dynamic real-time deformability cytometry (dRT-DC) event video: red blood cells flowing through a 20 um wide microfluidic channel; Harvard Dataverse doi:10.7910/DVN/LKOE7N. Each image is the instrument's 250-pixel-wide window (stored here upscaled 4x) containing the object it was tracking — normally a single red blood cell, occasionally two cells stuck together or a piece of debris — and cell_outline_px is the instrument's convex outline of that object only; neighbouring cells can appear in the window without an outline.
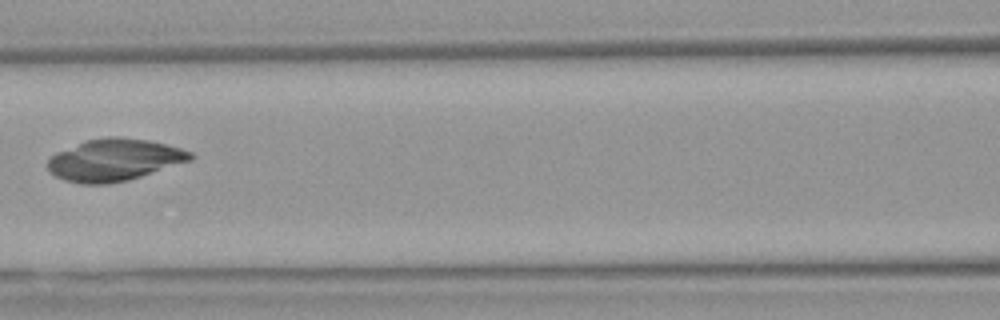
{"species": "Egyptian fruit bat (a non-hibernating species)", "species_latin": "Rousettus aegyptiacus", "temperature_condition": "warm", "stored_images_in_passage": 7, "camera_frame_rate_fps": 3000, "um_per_image_px": 0.085, "animal": {"sex": "female"}, "frame": {"image": 1, "passage_image": 7, "time_ms": 7.0, "image_size_px": [1000, 320], "cell_outline_px": [[196, 156], [192, 160], [128, 180], [108, 184], [80, 184], [64, 180], [48, 172], [48, 160], [56, 152], [88, 140], [108, 136], [116, 136], [148, 140], [180, 148], [192, 152]], "centroid_in_image_um": [9.72, 13.6], "position_along_channel_um": 156.9, "area_um2": 34.85}}